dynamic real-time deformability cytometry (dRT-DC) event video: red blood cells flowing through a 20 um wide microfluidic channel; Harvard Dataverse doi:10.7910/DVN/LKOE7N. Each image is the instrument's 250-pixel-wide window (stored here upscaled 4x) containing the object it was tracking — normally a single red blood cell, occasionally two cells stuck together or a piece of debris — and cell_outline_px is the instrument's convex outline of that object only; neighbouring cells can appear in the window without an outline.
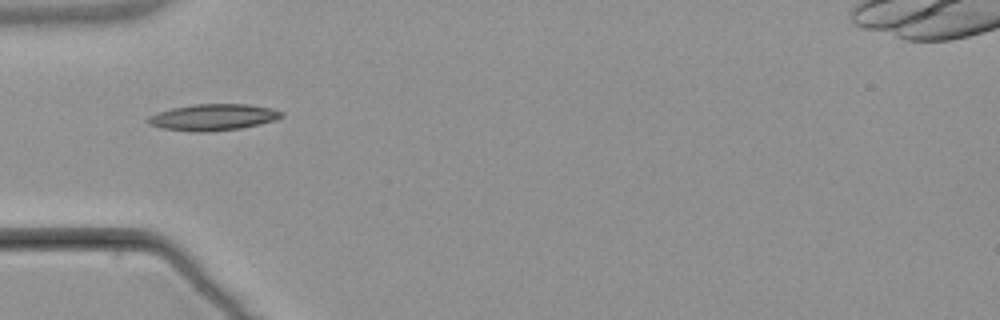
{"species": "common noctule bat (a hibernating species)", "species_latin": "Nyctalus noctula", "temperature_condition": "warm", "stored_images_in_passage": 5, "camera_frame_rate_fps": 3000, "um_per_image_px": 0.085, "animal": {"sex": "male", "body_mass_g": 21.5, "forearm_length_mm": 52.0}, "frame": {"image": 1, "passage_image": 5, "time_ms": 4.667, "image_size_px": [1000, 320], "cell_outline_px": [[284, 116], [276, 120], [260, 124], [240, 128], [208, 132], [192, 132], [164, 128], [148, 124], [148, 116], [156, 112], [172, 108], [196, 104], [248, 104], [268, 108], [284, 112]], "centroid_in_image_um": [18.12, 9.97], "position_along_channel_um": 66.9, "area_um2": 20.52}}